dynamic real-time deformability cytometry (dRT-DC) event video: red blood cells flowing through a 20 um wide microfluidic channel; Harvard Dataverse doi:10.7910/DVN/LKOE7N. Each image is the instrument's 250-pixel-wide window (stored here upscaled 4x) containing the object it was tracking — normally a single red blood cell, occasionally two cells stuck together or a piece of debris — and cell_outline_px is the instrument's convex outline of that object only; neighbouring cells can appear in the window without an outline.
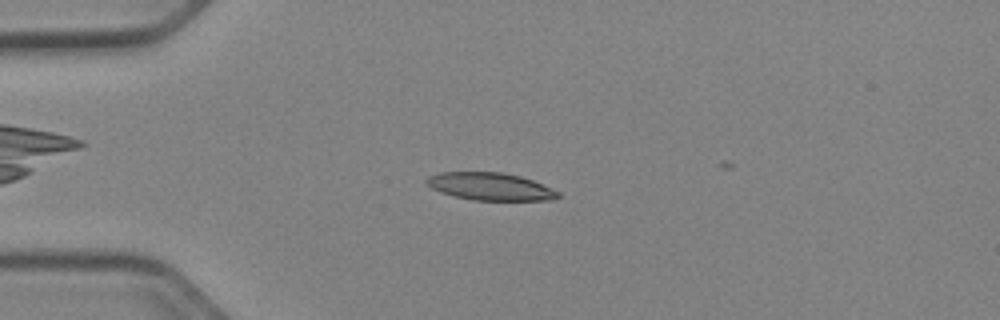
{"species": "Egyptian fruit bat (a non-hibernating species)", "species_latin": "Rousettus aegyptiacus", "temperature_condition": "cold", "stored_images_in_passage": 46, "camera_frame_rate_fps": 3000, "um_per_image_px": 0.085, "animal": {"sex": "female"}, "frame": {"image": 1, "passage_image": 13, "time_ms": 4.0, "image_size_px": [1000, 320], "cell_outline_px": [[560, 196], [556, 200], [472, 200], [440, 192], [424, 184], [424, 180], [428, 176], [440, 172], [500, 172], [520, 176], [532, 180], [552, 188], [560, 192]], "centroid_in_image_um": [41.66, 15.85], "position_along_channel_um": 43.3, "area_um2": 21.21}}
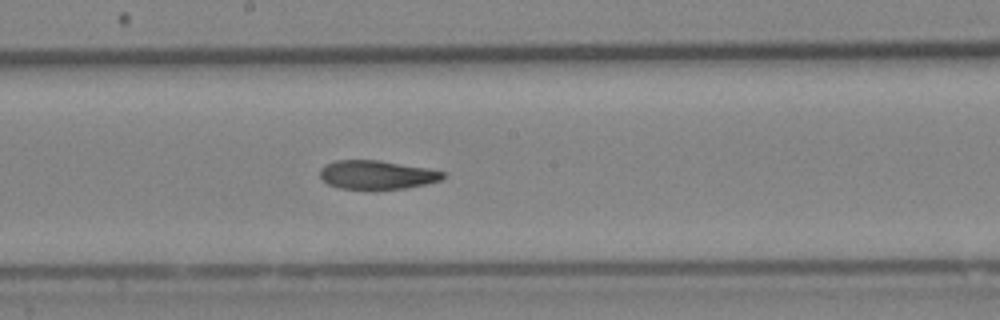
{"frame": {"image": 2, "passage_image": 28, "time_ms": 9.0, "image_size_px": [1000, 320], "cell_outline_px": [[448, 176], [444, 180], [404, 188], [340, 188], [328, 184], [320, 176], [320, 168], [336, 160], [380, 160], [428, 168], [448, 172]], "centroid_in_image_um": [32.12, 14.84], "position_along_channel_um": 216.1, "area_um2": 20.52}}
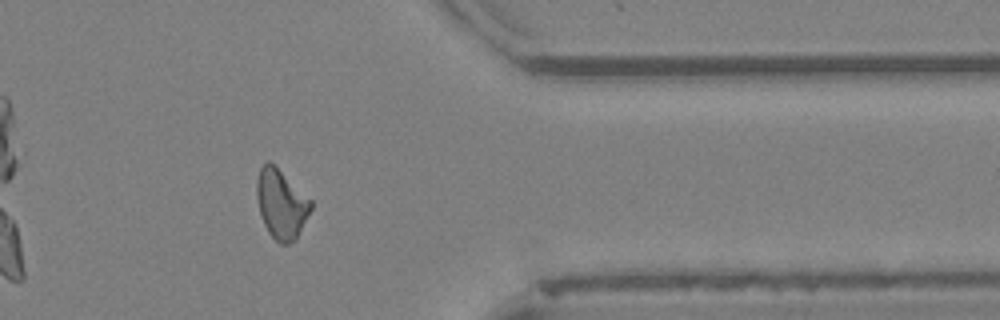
{"frame": {"image": 3, "passage_image": 42, "time_ms": 13.667, "image_size_px": [1000, 320], "cell_outline_px": [[312, 208], [296, 240], [288, 244], [280, 244], [268, 232], [260, 216], [256, 196], [256, 180], [260, 168], [268, 160], [312, 200]], "centroid_in_image_um": [23.9, 17.37], "position_along_channel_um": 387.5, "area_um2": 21.79}, "authors_computed_cell_mechanics": {"area_um2": 21.6172, "velocity_mm_per_s": 3.9573, "shape_relaxation_time_tau1_ms": 7.0405, "shape_relaxation_time_tau2_ms": 3.6811, "deformation_change_tau1": 0.2036, "deformation_change_tau2": 0.1182}}